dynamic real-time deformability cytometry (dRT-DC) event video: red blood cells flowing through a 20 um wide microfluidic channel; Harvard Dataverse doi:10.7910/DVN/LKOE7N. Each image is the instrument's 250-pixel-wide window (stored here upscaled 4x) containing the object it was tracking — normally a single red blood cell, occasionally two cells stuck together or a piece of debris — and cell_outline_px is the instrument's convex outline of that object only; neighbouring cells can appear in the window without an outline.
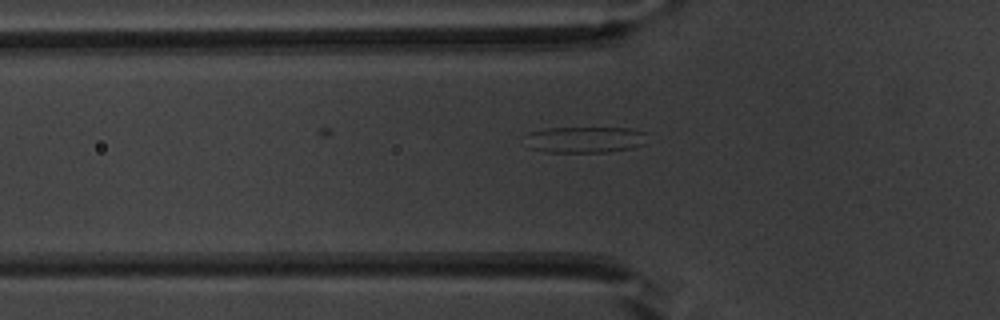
{"species": "common noctule bat (a hibernating species)", "species_latin": "Nyctalus noctula", "temperature_condition": "warm", "stored_images_in_passage": 18, "camera_frame_rate_fps": 3000, "um_per_image_px": 0.085, "animal": {"sex": "male", "body_mass_g": 20.1, "forearm_length_mm": 53.5}, "frame": {"image": 1, "passage_image": 18, "time_ms": 5.667, "image_size_px": [1000, 320], "cell_outline_px": [[648, 132], [644, 144], [632, 148], [608, 152], [544, 152], [532, 148], [524, 136], [528, 132], [548, 128], [628, 128]], "centroid_in_image_um": [49.75, 11.86], "position_along_channel_um": 76.0, "area_um2": 18.73}}